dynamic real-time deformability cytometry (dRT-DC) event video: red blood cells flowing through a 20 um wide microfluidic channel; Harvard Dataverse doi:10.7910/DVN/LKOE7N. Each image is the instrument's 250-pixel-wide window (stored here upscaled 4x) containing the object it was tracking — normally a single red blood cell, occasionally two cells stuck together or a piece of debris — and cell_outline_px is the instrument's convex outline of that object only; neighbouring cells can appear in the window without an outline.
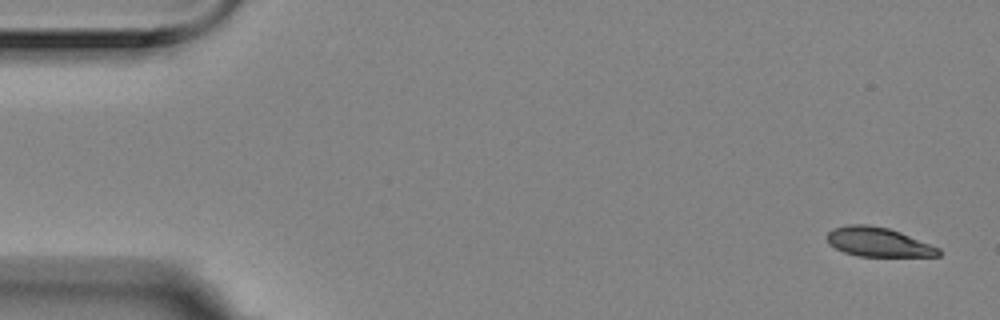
{"species": "Egyptian fruit bat (a non-hibernating species)", "species_latin": "Rousettus aegyptiacus", "temperature_condition": "room temperature", "stored_images_in_passage": 5, "camera_frame_rate_fps": 3000, "um_per_image_px": 0.085, "animal": {"sex": "female"}, "frame": {"image": 1, "passage_image": 1, "time_ms": 0.0, "image_size_px": [1000, 320], "cell_outline_px": [[940, 256], [860, 256], [844, 252], [828, 244], [824, 236], [832, 228], [848, 224], [868, 224], [888, 228], [900, 232], [940, 248]], "centroid_in_image_um": [74.59, 20.56], "position_along_channel_um": 10.4, "area_um2": 19.07}}
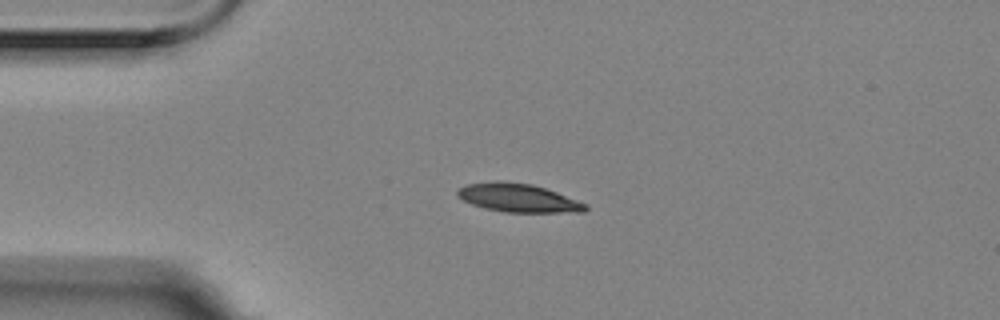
{"frame": {"image": 2, "passage_image": 4, "time_ms": 1.0, "image_size_px": [1000, 320], "cell_outline_px": [[588, 208], [584, 212], [504, 212], [484, 208], [472, 204], [456, 196], [456, 192], [464, 184], [496, 180], [504, 180], [532, 184], [556, 192], [588, 204]], "centroid_in_image_um": [44.02, 16.81], "position_along_channel_um": 41.0, "area_um2": 21.39}}